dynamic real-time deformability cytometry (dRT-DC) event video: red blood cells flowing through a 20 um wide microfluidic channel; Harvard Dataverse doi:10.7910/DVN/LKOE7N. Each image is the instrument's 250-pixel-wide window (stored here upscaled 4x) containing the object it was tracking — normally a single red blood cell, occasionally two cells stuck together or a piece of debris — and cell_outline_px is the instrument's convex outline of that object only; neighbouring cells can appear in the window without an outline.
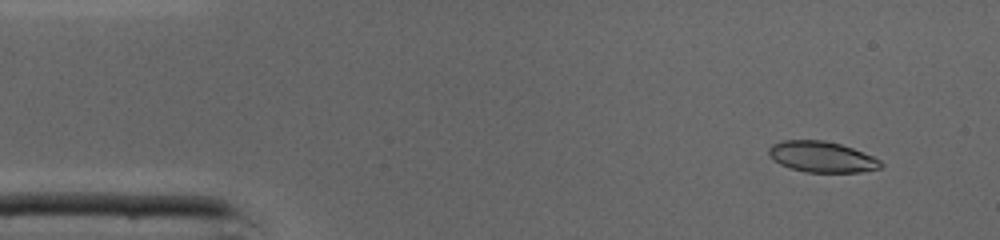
{"species": "common noctule bat (a hibernating species)", "species_latin": "Nyctalus noctula", "temperature_condition": "cold", "stored_images_in_passage": 44, "camera_frame_rate_fps": 3000, "um_per_image_px": 0.085, "animal": {"sex": "male", "body_mass_g": 19.0, "forearm_length_mm": 50.8}, "frame": {"image": 1, "passage_image": 1, "time_ms": 0.0, "image_size_px": [1000, 240], "cell_outline_px": [[884, 164], [880, 168], [860, 172], [804, 172], [780, 164], [768, 152], [768, 148], [772, 144], [784, 140], [824, 140], [840, 144], [852, 148], [872, 156], [880, 160]], "centroid_in_image_um": [69.87, 13.33], "position_along_channel_um": 15.1, "area_um2": 19.94}}
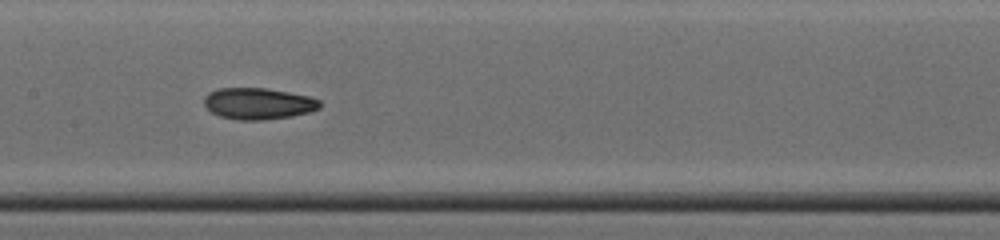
{"frame": {"image": 2, "passage_image": 19, "time_ms": 6.0, "image_size_px": [1000, 240], "cell_outline_px": [[320, 108], [312, 112], [292, 116], [264, 120], [240, 120], [220, 116], [212, 112], [204, 104], [204, 96], [208, 92], [220, 88], [268, 88], [308, 96], [320, 100]], "centroid_in_image_um": [21.97, 8.8], "position_along_channel_um": 185.4, "area_um2": 21.27}}
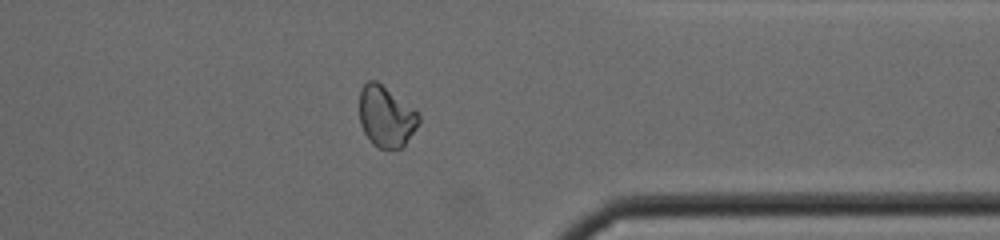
{"frame": {"image": 3, "passage_image": 33, "time_ms": 10.667, "image_size_px": [1000, 240], "cell_outline_px": [[420, 120], [416, 128], [404, 148], [380, 148], [372, 144], [364, 132], [360, 124], [360, 92], [364, 84], [368, 80], [376, 80], [416, 112], [420, 116]], "centroid_in_image_um": [32.8, 9.94], "position_along_channel_um": 378.6, "area_um2": 20.75}, "authors_computed_cell_mechanics": {"area_um2": 21.0103, "velocity_mm_per_s": 4.3589, "shape_relaxation_time_tau1_ms": null, "shape_relaxation_time_tau2_ms": 3.4392, "deformation_change_tau1": null, "deformation_change_tau2": 0.0871}}